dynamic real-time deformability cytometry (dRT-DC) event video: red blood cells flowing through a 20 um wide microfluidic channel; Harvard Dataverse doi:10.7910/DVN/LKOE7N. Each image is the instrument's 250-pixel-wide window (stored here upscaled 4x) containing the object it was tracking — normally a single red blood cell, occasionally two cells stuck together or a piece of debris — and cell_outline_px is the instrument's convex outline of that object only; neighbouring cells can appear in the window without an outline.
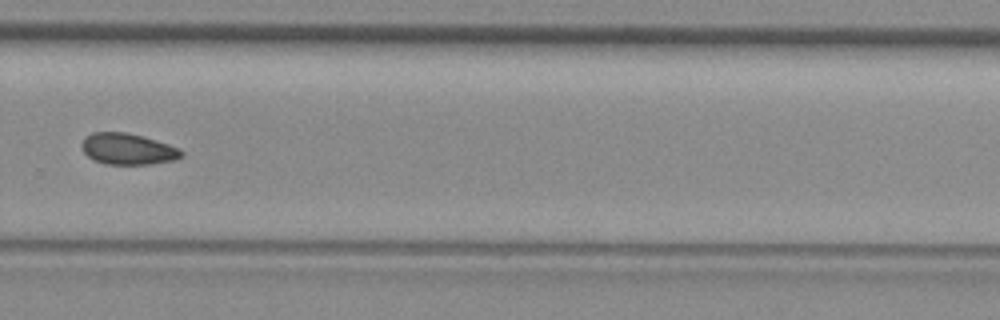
{"species": "common noctule bat (a hibernating species)", "species_latin": "Nyctalus noctula", "temperature_condition": "room temperature", "stored_images_in_passage": 34, "camera_frame_rate_fps": 3000, "um_per_image_px": 0.085, "animal": {"sex": "female", "body_mass_g": 29.2, "forearm_length_mm": 56.3}, "frame": {"image": 1, "passage_image": 20, "time_ms": 6.333, "image_size_px": [1000, 320], "cell_outline_px": [[184, 156], [176, 160], [152, 164], [104, 164], [92, 160], [84, 152], [80, 144], [92, 132], [124, 132], [156, 140], [180, 148], [184, 152]], "centroid_in_image_um": [10.89, 12.68], "position_along_channel_um": 318.9, "area_um2": 18.21}}